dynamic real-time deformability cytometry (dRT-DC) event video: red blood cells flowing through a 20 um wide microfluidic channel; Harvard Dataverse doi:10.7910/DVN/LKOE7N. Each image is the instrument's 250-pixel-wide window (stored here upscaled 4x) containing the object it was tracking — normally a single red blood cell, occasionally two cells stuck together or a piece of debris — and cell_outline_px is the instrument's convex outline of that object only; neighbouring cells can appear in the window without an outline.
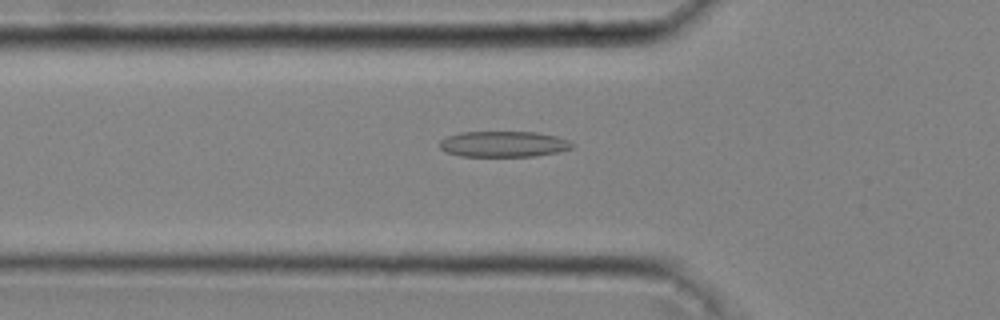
{"species": "common noctule bat (a hibernating species)", "species_latin": "Nyctalus noctula", "temperature_condition": "cold", "stored_images_in_passage": 30, "camera_frame_rate_fps": 3000, "um_per_image_px": 0.085, "animal": {"sex": "male", "body_mass_g": 20.4}, "frame": {"image": 1, "passage_image": 3, "time_ms": 0.667, "image_size_px": [1000, 320], "cell_outline_px": [[576, 144], [572, 148], [560, 152], [536, 156], [460, 156], [444, 152], [440, 148], [440, 140], [448, 136], [460, 132], [536, 132], [556, 136], [568, 140]], "centroid_in_image_um": [42.82, 12.25], "position_along_channel_um": 83.0, "area_um2": 20.11}}
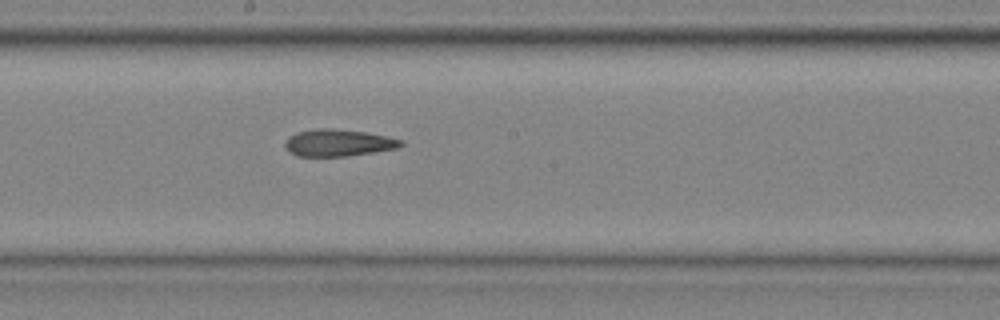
{"frame": {"image": 2, "passage_image": 13, "time_ms": 4.0, "image_size_px": [1000, 320], "cell_outline_px": [[404, 144], [396, 148], [348, 156], [296, 156], [288, 152], [284, 144], [288, 136], [296, 132], [316, 128], [332, 128], [364, 132], [384, 136], [400, 140]], "centroid_in_image_um": [28.66, 12.14], "position_along_channel_um": 219.5, "area_um2": 18.09}}
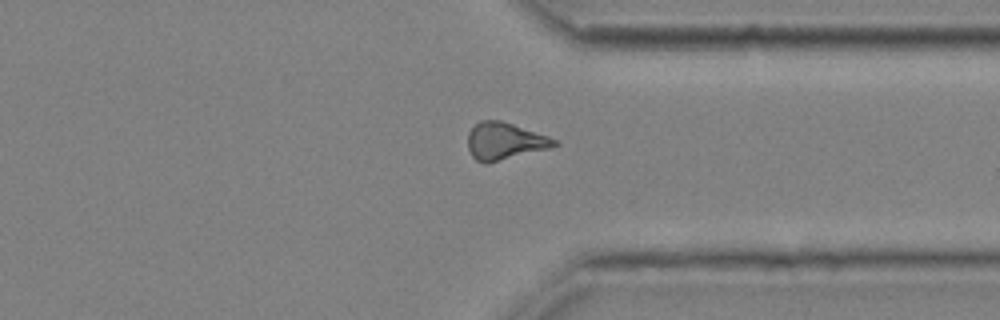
{"frame": {"image": 3, "passage_image": 24, "time_ms": 7.667, "image_size_px": [1000, 320], "cell_outline_px": [[560, 144], [552, 148], [484, 164], [476, 160], [472, 156], [468, 148], [468, 132], [480, 120], [500, 120], [548, 136], [556, 140]], "centroid_in_image_um": [42.9, 12.01], "position_along_channel_um": 368.5, "area_um2": 18.67}}